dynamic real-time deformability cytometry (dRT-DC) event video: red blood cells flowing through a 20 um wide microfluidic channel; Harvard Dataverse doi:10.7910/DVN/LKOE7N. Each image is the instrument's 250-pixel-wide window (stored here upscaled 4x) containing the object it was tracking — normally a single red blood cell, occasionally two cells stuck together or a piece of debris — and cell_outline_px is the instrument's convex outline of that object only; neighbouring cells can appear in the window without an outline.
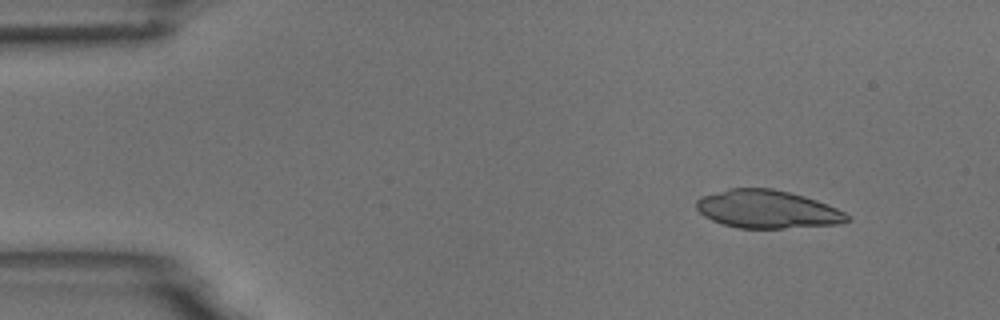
{"species": "common noctule bat (a hibernating species)", "species_latin": "Nyctalus noctula", "temperature_condition": "room temperature", "stored_images_in_passage": 5, "camera_frame_rate_fps": 3000, "um_per_image_px": 0.085, "animal": {"sex": "male", "body_mass_g": 18.8}, "frame": {"image": 1, "passage_image": 2, "time_ms": 0.333, "image_size_px": [1000, 320], "cell_outline_px": [[852, 220], [840, 224], [784, 228], [740, 228], [724, 224], [712, 220], [704, 216], [696, 208], [696, 200], [700, 196], [728, 188], [772, 188], [804, 196], [828, 204], [852, 216]], "centroid_in_image_um": [65.24, 17.78], "position_along_channel_um": 19.8, "area_um2": 33.58}}